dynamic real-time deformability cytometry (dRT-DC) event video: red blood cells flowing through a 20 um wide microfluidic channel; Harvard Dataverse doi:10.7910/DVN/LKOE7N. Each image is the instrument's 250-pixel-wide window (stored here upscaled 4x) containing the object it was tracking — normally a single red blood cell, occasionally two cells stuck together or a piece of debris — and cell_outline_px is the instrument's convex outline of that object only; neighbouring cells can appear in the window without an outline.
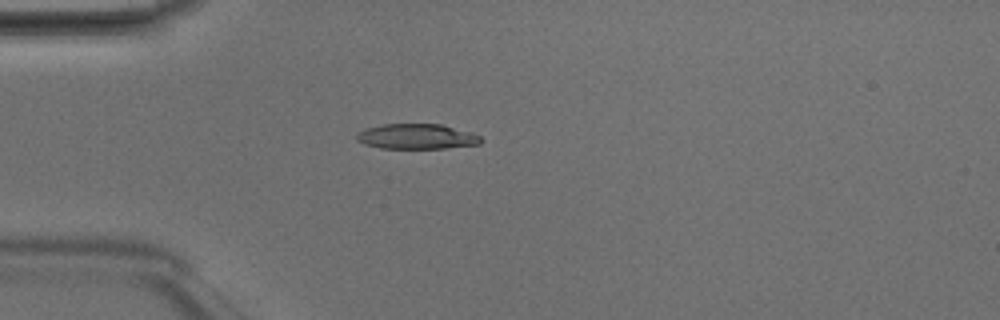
{"species": "Egyptian fruit bat (a non-hibernating species)", "species_latin": "Rousettus aegyptiacus", "temperature_condition": "room temperature", "stored_images_in_passage": 14, "camera_frame_rate_fps": 3000, "um_per_image_px": 0.085, "animal": {"sex": "male"}, "frame": {"image": 1, "passage_image": 10, "time_ms": 3.0, "image_size_px": [1000, 320], "cell_outline_px": [[484, 140], [480, 144], [444, 148], [380, 148], [364, 144], [356, 140], [356, 136], [364, 128], [384, 124], [440, 124], [472, 132], [480, 136]], "centroid_in_image_um": [35.44, 11.6], "position_along_channel_um": 49.6, "area_um2": 18.26}}